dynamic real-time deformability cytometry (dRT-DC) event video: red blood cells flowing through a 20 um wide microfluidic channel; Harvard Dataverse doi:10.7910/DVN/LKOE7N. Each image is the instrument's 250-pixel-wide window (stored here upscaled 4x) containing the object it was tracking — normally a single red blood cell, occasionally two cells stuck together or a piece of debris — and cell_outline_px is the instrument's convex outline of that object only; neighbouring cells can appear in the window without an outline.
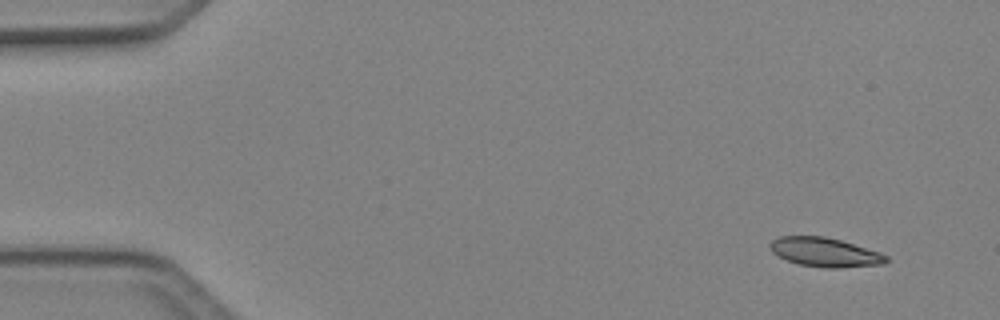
{"species": "Egyptian fruit bat (a non-hibernating species)", "species_latin": "Rousettus aegyptiacus", "temperature_condition": "cold", "stored_images_in_passage": 4, "camera_frame_rate_fps": 3000, "um_per_image_px": 0.085, "animal": {"sex": "female"}, "frame": {"image": 1, "passage_image": 1, "time_ms": 0.0, "image_size_px": [1000, 320], "cell_outline_px": [[888, 260], [884, 264], [840, 268], [824, 268], [800, 264], [788, 260], [772, 252], [768, 244], [772, 240], [780, 236], [824, 236], [840, 240], [880, 252], [888, 256]], "centroid_in_image_um": [70.13, 21.44], "position_along_channel_um": 14.9, "area_um2": 19.65}}
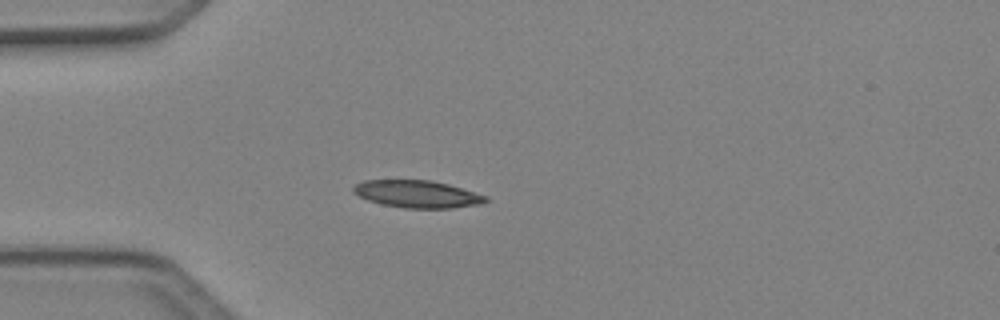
{"frame": {"image": 2, "passage_image": 4, "time_ms": 1.0, "image_size_px": [1000, 320], "cell_outline_px": [[488, 200], [480, 204], [452, 208], [404, 208], [380, 204], [368, 200], [352, 192], [352, 188], [356, 184], [364, 180], [432, 180], [448, 184], [488, 196]], "centroid_in_image_um": [35.46, 16.49], "position_along_channel_um": 49.5, "area_um2": 21.1}}